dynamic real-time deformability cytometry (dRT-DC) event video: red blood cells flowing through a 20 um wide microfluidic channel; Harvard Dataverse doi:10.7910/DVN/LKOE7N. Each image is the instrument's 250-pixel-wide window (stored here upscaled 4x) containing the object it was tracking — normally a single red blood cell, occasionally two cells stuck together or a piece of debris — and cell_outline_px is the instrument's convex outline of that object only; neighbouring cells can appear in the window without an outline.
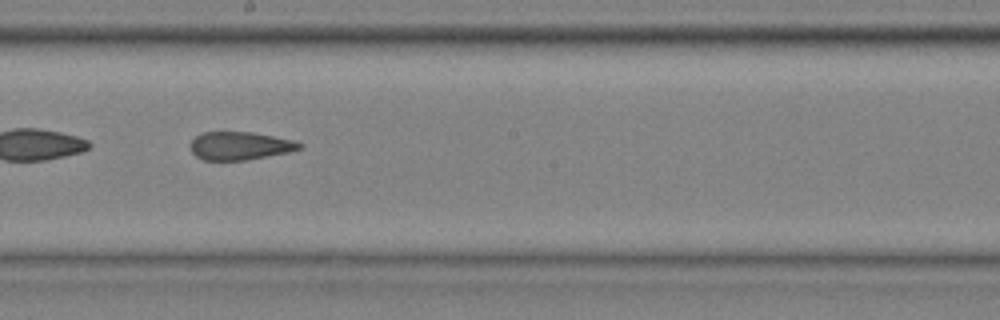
{"species": "common noctule bat (a hibernating species)", "species_latin": "Nyctalus noctula", "temperature_condition": "cold", "stored_images_in_passage": 40, "camera_frame_rate_fps": 3000, "um_per_image_px": 0.085, "animal": {"sex": "male", "body_mass_g": 20.4}, "frame": {"image": 1, "passage_image": 23, "time_ms": 7.333, "image_size_px": [1000, 320], "cell_outline_px": [[304, 148], [288, 152], [244, 160], [204, 160], [196, 156], [192, 152], [192, 140], [200, 132], [252, 132], [292, 140], [304, 144]], "centroid_in_image_um": [20.41, 12.39], "position_along_channel_um": 227.8, "area_um2": 17.69}}